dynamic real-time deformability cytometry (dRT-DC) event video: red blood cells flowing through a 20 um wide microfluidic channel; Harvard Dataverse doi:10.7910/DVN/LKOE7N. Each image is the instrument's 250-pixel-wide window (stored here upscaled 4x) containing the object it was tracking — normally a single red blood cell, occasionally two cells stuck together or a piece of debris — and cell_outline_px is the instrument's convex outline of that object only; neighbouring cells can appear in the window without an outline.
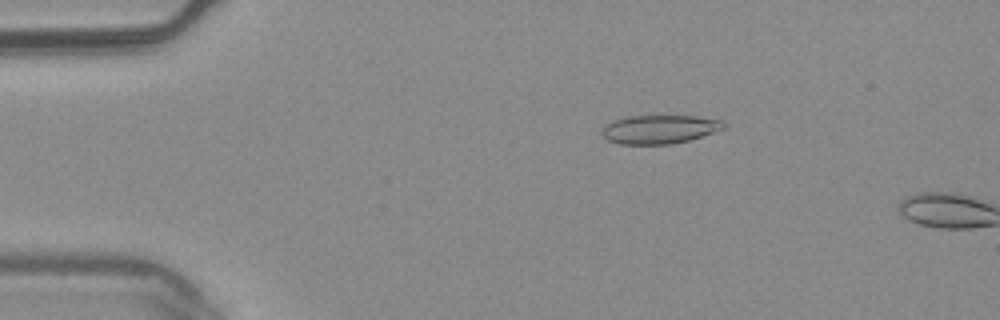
{"species": "common noctule bat (a hibernating species)", "species_latin": "Nyctalus noctula", "temperature_condition": "warm", "stored_images_in_passage": 3, "camera_frame_rate_fps": 3000, "um_per_image_px": 0.085, "animal": {"sex": "male", "body_mass_g": 20.4}, "frame": {"image": 1, "passage_image": 2, "time_ms": 0.333, "image_size_px": [1000, 320], "cell_outline_px": [[724, 128], [688, 140], [672, 144], [620, 144], [608, 140], [600, 132], [604, 124], [612, 120], [628, 116], [696, 116], [724, 120]], "centroid_in_image_um": [56.0, 10.98], "position_along_channel_um": 29.0, "area_um2": 20.29}}